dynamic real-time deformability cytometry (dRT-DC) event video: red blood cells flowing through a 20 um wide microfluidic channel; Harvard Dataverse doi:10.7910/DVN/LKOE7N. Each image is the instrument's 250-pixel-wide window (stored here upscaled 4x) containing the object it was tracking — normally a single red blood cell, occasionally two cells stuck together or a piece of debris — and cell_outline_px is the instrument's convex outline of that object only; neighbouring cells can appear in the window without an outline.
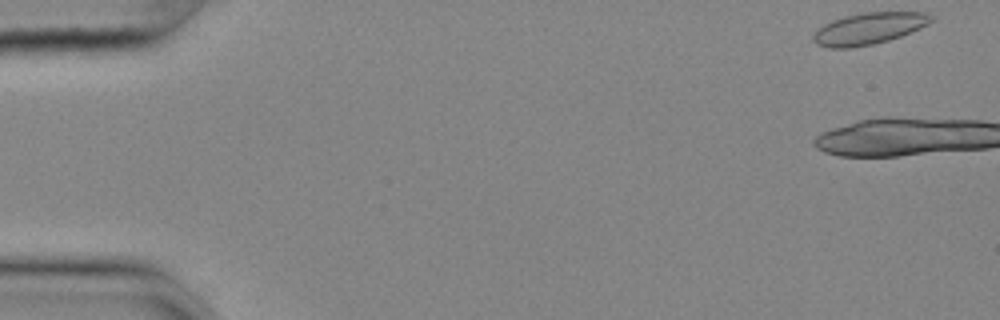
{"species": "common noctule bat (a hibernating species)", "species_latin": "Nyctalus noctula", "temperature_condition": "cold", "stored_images_in_passage": 4, "camera_frame_rate_fps": 3000, "um_per_image_px": 0.085, "animal": {"sex": "female", "body_mass_g": 25.1}, "frame": {"image": 1, "passage_image": 1, "time_ms": 0.0, "image_size_px": [1000, 320], "cell_outline_px": [[936, 20], [920, 28], [900, 36], [888, 40], [872, 44], [848, 48], [828, 48], [816, 44], [812, 40], [812, 36], [824, 24], [832, 20], [844, 16], [864, 12], [928, 12]], "centroid_in_image_um": [73.87, 2.41], "position_along_channel_um": 11.1, "area_um2": 21.73}}